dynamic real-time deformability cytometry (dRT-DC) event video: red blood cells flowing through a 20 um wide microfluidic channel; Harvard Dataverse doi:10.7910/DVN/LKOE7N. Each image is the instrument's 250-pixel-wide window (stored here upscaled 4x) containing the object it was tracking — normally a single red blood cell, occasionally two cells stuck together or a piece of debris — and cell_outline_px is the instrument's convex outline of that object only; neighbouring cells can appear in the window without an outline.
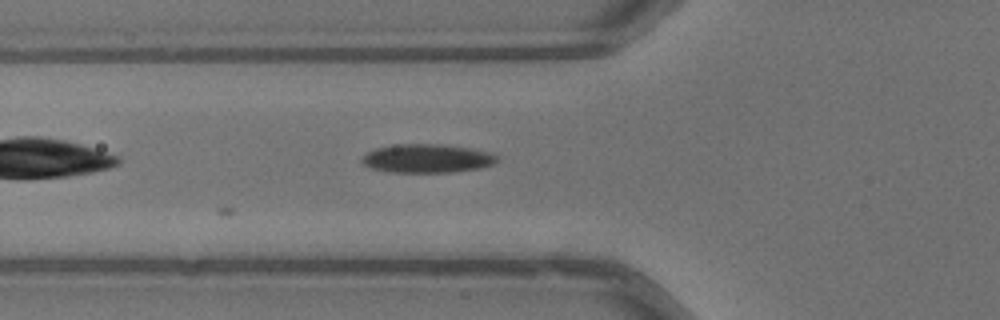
{"species": "common noctule bat (a hibernating species)", "species_latin": "Nyctalus noctula", "temperature_condition": "warm", "stored_images_in_passage": 7, "camera_frame_rate_fps": 3000, "um_per_image_px": 0.085, "animal": {"sex": "male", "body_mass_g": 13.3}, "frame": {"image": 1, "passage_image": 7, "time_ms": 2.0, "image_size_px": [1000, 320], "cell_outline_px": [[500, 160], [492, 164], [480, 168], [456, 172], [392, 172], [372, 168], [364, 164], [360, 160], [368, 152], [376, 148], [396, 144], [440, 144], [472, 148], [492, 152]], "centroid_in_image_um": [36.35, 13.46], "position_along_channel_um": 89.4, "area_um2": 22.6}}